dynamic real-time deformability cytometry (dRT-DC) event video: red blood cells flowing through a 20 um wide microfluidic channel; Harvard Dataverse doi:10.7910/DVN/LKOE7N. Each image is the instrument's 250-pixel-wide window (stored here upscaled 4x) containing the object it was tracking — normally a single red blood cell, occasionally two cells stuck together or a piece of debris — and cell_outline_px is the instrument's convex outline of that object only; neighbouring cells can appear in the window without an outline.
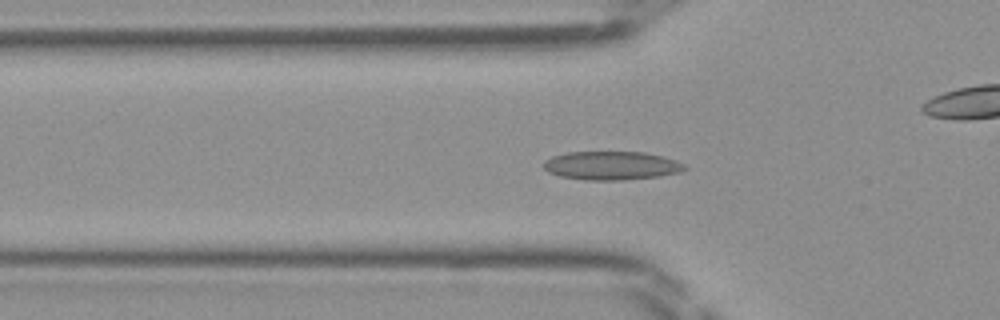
{"species": "Egyptian fruit bat (a non-hibernating species)", "species_latin": "Rousettus aegyptiacus", "temperature_condition": "room temperature", "stored_images_in_passage": 41, "camera_frame_rate_fps": 3000, "um_per_image_px": 0.085, "frame": {"image": 1, "passage_image": 8, "time_ms": 2.333, "image_size_px": [1000, 320], "cell_outline_px": [[688, 168], [680, 172], [656, 176], [620, 180], [584, 180], [560, 176], [548, 172], [544, 168], [544, 160], [552, 156], [568, 152], [644, 152], [664, 156], [676, 160], [684, 164]], "centroid_in_image_um": [51.97, 14.07], "position_along_channel_um": 73.8, "area_um2": 23.47}}
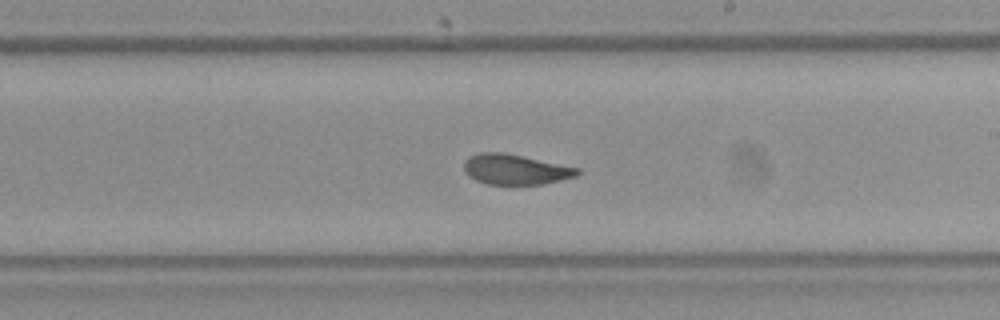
{"frame": {"image": 2, "passage_image": 20, "time_ms": 6.333, "image_size_px": [1000, 320], "cell_outline_px": [[580, 172], [576, 176], [544, 184], [488, 184], [476, 180], [468, 176], [464, 172], [464, 160], [468, 156], [480, 152], [504, 152], [580, 168]], "centroid_in_image_um": [43.78, 14.39], "position_along_channel_um": 245.2, "area_um2": 20.06}}
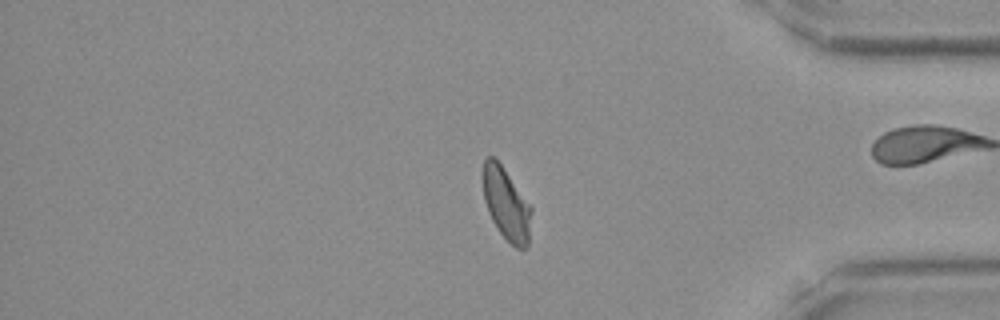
{"frame": {"image": 3, "passage_image": 32, "time_ms": 10.333, "image_size_px": [1000, 320], "cell_outline_px": [[532, 212], [528, 248], [516, 248], [500, 232], [492, 220], [488, 212], [484, 200], [484, 160], [488, 156], [492, 156], [500, 164], [532, 208]], "centroid_in_image_um": [43.06, 17.39], "position_along_channel_um": 392.1, "area_um2": 19.83}}